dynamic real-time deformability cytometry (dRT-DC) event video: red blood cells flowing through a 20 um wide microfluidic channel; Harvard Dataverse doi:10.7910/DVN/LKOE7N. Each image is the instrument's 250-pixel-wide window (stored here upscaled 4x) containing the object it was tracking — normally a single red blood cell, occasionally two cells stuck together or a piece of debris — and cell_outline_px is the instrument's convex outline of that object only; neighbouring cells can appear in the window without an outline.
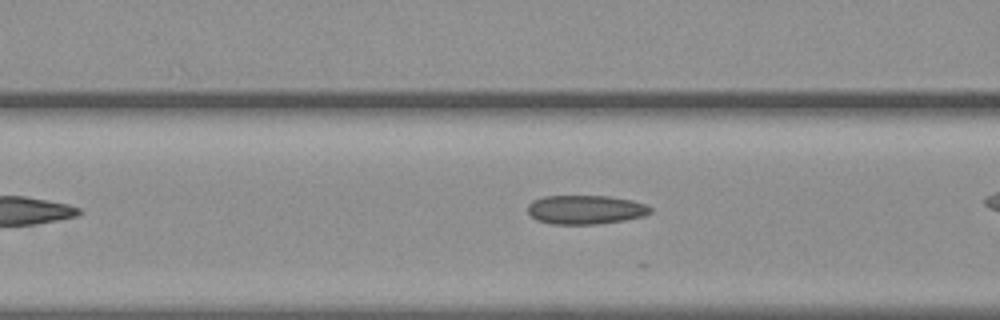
{"species": "common noctule bat (a hibernating species)", "species_latin": "Nyctalus noctula", "temperature_condition": "warm", "stored_images_in_passage": 14, "camera_frame_rate_fps": 3000, "um_per_image_px": 0.085, "animal": {"sex": "female", "body_mass_g": 19.3, "forearm_length_mm": 54.1}, "frame": {"image": 1, "passage_image": 6, "time_ms": 1.667, "image_size_px": [1000, 320], "cell_outline_px": [[652, 212], [644, 216], [624, 220], [596, 224], [552, 224], [536, 220], [528, 212], [528, 204], [532, 200], [544, 196], [608, 196], [632, 200], [644, 204], [652, 208]], "centroid_in_image_um": [49.76, 17.82], "position_along_channel_um": 116.8, "area_um2": 20.75}}
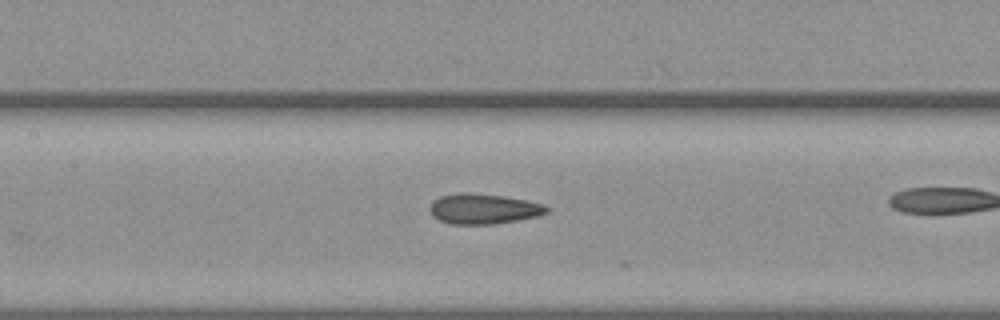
{"frame": {"image": 2, "passage_image": 10, "time_ms": 3.0, "image_size_px": [1000, 320], "cell_outline_px": [[548, 212], [536, 216], [516, 220], [492, 224], [448, 224], [432, 216], [428, 208], [432, 200], [440, 196], [460, 192], [468, 192], [504, 196], [528, 200], [544, 204], [548, 208]], "centroid_in_image_um": [41.04, 17.74], "position_along_channel_um": 166.4, "area_um2": 20.75}}
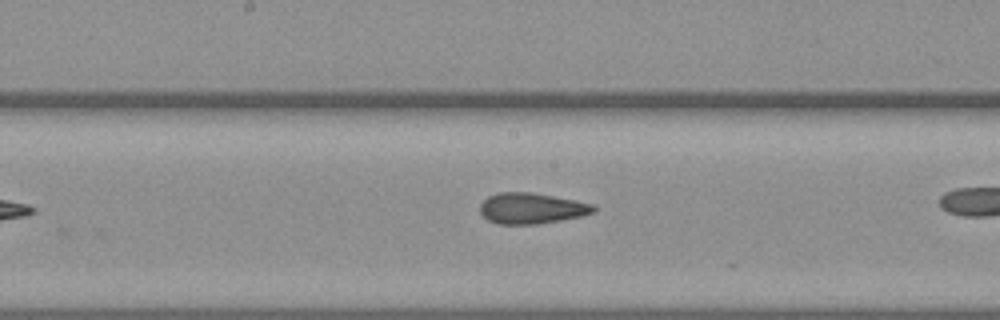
{"frame": {"image": 3, "passage_image": 13, "time_ms": 4.0, "image_size_px": [1000, 320], "cell_outline_px": [[596, 212], [580, 216], [560, 220], [536, 224], [496, 224], [488, 220], [480, 212], [480, 204], [488, 196], [500, 192], [528, 192], [576, 200], [592, 204], [596, 208]], "centroid_in_image_um": [45.16, 17.71], "position_along_channel_um": 203.0, "area_um2": 20.29}}